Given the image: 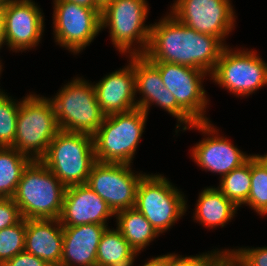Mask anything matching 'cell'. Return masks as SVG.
I'll return each instance as SVG.
<instances>
[{
    "label": "cell",
    "instance_id": "obj_1",
    "mask_svg": "<svg viewBox=\"0 0 267 266\" xmlns=\"http://www.w3.org/2000/svg\"><path fill=\"white\" fill-rule=\"evenodd\" d=\"M225 45L209 34L185 26L170 12L151 26L145 56L151 62H167L197 68L211 75Z\"/></svg>",
    "mask_w": 267,
    "mask_h": 266
},
{
    "label": "cell",
    "instance_id": "obj_2",
    "mask_svg": "<svg viewBox=\"0 0 267 266\" xmlns=\"http://www.w3.org/2000/svg\"><path fill=\"white\" fill-rule=\"evenodd\" d=\"M66 186L40 161L23 170L13 200L24 219H59Z\"/></svg>",
    "mask_w": 267,
    "mask_h": 266
},
{
    "label": "cell",
    "instance_id": "obj_3",
    "mask_svg": "<svg viewBox=\"0 0 267 266\" xmlns=\"http://www.w3.org/2000/svg\"><path fill=\"white\" fill-rule=\"evenodd\" d=\"M147 119L139 108L106 115L93 135L97 162L132 165Z\"/></svg>",
    "mask_w": 267,
    "mask_h": 266
},
{
    "label": "cell",
    "instance_id": "obj_4",
    "mask_svg": "<svg viewBox=\"0 0 267 266\" xmlns=\"http://www.w3.org/2000/svg\"><path fill=\"white\" fill-rule=\"evenodd\" d=\"M148 6L147 0H113L102 11L101 30L108 27L111 42L120 54L145 55L152 26L145 24Z\"/></svg>",
    "mask_w": 267,
    "mask_h": 266
},
{
    "label": "cell",
    "instance_id": "obj_5",
    "mask_svg": "<svg viewBox=\"0 0 267 266\" xmlns=\"http://www.w3.org/2000/svg\"><path fill=\"white\" fill-rule=\"evenodd\" d=\"M40 161L66 186L86 184L97 162L93 136L60 130Z\"/></svg>",
    "mask_w": 267,
    "mask_h": 266
},
{
    "label": "cell",
    "instance_id": "obj_6",
    "mask_svg": "<svg viewBox=\"0 0 267 266\" xmlns=\"http://www.w3.org/2000/svg\"><path fill=\"white\" fill-rule=\"evenodd\" d=\"M59 131L54 107L49 98L35 93L22 97L12 146L14 149L32 160H40Z\"/></svg>",
    "mask_w": 267,
    "mask_h": 266
},
{
    "label": "cell",
    "instance_id": "obj_7",
    "mask_svg": "<svg viewBox=\"0 0 267 266\" xmlns=\"http://www.w3.org/2000/svg\"><path fill=\"white\" fill-rule=\"evenodd\" d=\"M49 99L60 130L93 136L106 116L98 104L93 83L84 78L74 77Z\"/></svg>",
    "mask_w": 267,
    "mask_h": 266
},
{
    "label": "cell",
    "instance_id": "obj_8",
    "mask_svg": "<svg viewBox=\"0 0 267 266\" xmlns=\"http://www.w3.org/2000/svg\"><path fill=\"white\" fill-rule=\"evenodd\" d=\"M184 194L164 175L145 174L138 185L135 208L160 235L167 232L187 211Z\"/></svg>",
    "mask_w": 267,
    "mask_h": 266
},
{
    "label": "cell",
    "instance_id": "obj_9",
    "mask_svg": "<svg viewBox=\"0 0 267 266\" xmlns=\"http://www.w3.org/2000/svg\"><path fill=\"white\" fill-rule=\"evenodd\" d=\"M228 46L222 50L216 67L209 76L213 82L238 98L249 96L267 85V63L256 50H235Z\"/></svg>",
    "mask_w": 267,
    "mask_h": 266
},
{
    "label": "cell",
    "instance_id": "obj_10",
    "mask_svg": "<svg viewBox=\"0 0 267 266\" xmlns=\"http://www.w3.org/2000/svg\"><path fill=\"white\" fill-rule=\"evenodd\" d=\"M53 1L55 42L76 55L89 46L101 32L102 11L67 0Z\"/></svg>",
    "mask_w": 267,
    "mask_h": 266
},
{
    "label": "cell",
    "instance_id": "obj_11",
    "mask_svg": "<svg viewBox=\"0 0 267 266\" xmlns=\"http://www.w3.org/2000/svg\"><path fill=\"white\" fill-rule=\"evenodd\" d=\"M132 165L96 162L86 185L96 192L114 214L135 206L141 178L146 173H134Z\"/></svg>",
    "mask_w": 267,
    "mask_h": 266
},
{
    "label": "cell",
    "instance_id": "obj_12",
    "mask_svg": "<svg viewBox=\"0 0 267 266\" xmlns=\"http://www.w3.org/2000/svg\"><path fill=\"white\" fill-rule=\"evenodd\" d=\"M232 6L231 0H175L170 13L185 26L217 37L226 46L225 38L236 24Z\"/></svg>",
    "mask_w": 267,
    "mask_h": 266
},
{
    "label": "cell",
    "instance_id": "obj_13",
    "mask_svg": "<svg viewBox=\"0 0 267 266\" xmlns=\"http://www.w3.org/2000/svg\"><path fill=\"white\" fill-rule=\"evenodd\" d=\"M158 69L165 87L177 104L195 121L207 122L208 96L203 80L209 74L197 68L167 62H152Z\"/></svg>",
    "mask_w": 267,
    "mask_h": 266
},
{
    "label": "cell",
    "instance_id": "obj_14",
    "mask_svg": "<svg viewBox=\"0 0 267 266\" xmlns=\"http://www.w3.org/2000/svg\"><path fill=\"white\" fill-rule=\"evenodd\" d=\"M193 128L207 137L191 148L192 159L203 170L219 174V178L242 166L253 156L238 149L227 137L220 136L211 121L196 122L181 131Z\"/></svg>",
    "mask_w": 267,
    "mask_h": 266
},
{
    "label": "cell",
    "instance_id": "obj_15",
    "mask_svg": "<svg viewBox=\"0 0 267 266\" xmlns=\"http://www.w3.org/2000/svg\"><path fill=\"white\" fill-rule=\"evenodd\" d=\"M135 72V94L141 95L136 100L138 108L147 114L153 104L167 111L177 119V133L181 128L190 127L196 123L178 104L173 94L165 87L159 69L145 56H133ZM182 125V127H181ZM181 127V128H179ZM179 129V130H178Z\"/></svg>",
    "mask_w": 267,
    "mask_h": 266
},
{
    "label": "cell",
    "instance_id": "obj_16",
    "mask_svg": "<svg viewBox=\"0 0 267 266\" xmlns=\"http://www.w3.org/2000/svg\"><path fill=\"white\" fill-rule=\"evenodd\" d=\"M4 11L5 45L13 52L38 46L45 23L44 14L32 0H7Z\"/></svg>",
    "mask_w": 267,
    "mask_h": 266
},
{
    "label": "cell",
    "instance_id": "obj_17",
    "mask_svg": "<svg viewBox=\"0 0 267 266\" xmlns=\"http://www.w3.org/2000/svg\"><path fill=\"white\" fill-rule=\"evenodd\" d=\"M115 216L107 203L86 184L66 187L59 222L62 227L107 225Z\"/></svg>",
    "mask_w": 267,
    "mask_h": 266
},
{
    "label": "cell",
    "instance_id": "obj_18",
    "mask_svg": "<svg viewBox=\"0 0 267 266\" xmlns=\"http://www.w3.org/2000/svg\"><path fill=\"white\" fill-rule=\"evenodd\" d=\"M122 69L107 74L93 83L96 98L105 115L125 113L138 108L135 94V72L133 56Z\"/></svg>",
    "mask_w": 267,
    "mask_h": 266
},
{
    "label": "cell",
    "instance_id": "obj_19",
    "mask_svg": "<svg viewBox=\"0 0 267 266\" xmlns=\"http://www.w3.org/2000/svg\"><path fill=\"white\" fill-rule=\"evenodd\" d=\"M108 225L63 227L60 266H96L97 248Z\"/></svg>",
    "mask_w": 267,
    "mask_h": 266
},
{
    "label": "cell",
    "instance_id": "obj_20",
    "mask_svg": "<svg viewBox=\"0 0 267 266\" xmlns=\"http://www.w3.org/2000/svg\"><path fill=\"white\" fill-rule=\"evenodd\" d=\"M63 227L59 219H26L25 251L50 266H60Z\"/></svg>",
    "mask_w": 267,
    "mask_h": 266
},
{
    "label": "cell",
    "instance_id": "obj_21",
    "mask_svg": "<svg viewBox=\"0 0 267 266\" xmlns=\"http://www.w3.org/2000/svg\"><path fill=\"white\" fill-rule=\"evenodd\" d=\"M195 204L194 220L210 229L224 227L238 211V207L232 201L217 187L212 186L201 190Z\"/></svg>",
    "mask_w": 267,
    "mask_h": 266
},
{
    "label": "cell",
    "instance_id": "obj_22",
    "mask_svg": "<svg viewBox=\"0 0 267 266\" xmlns=\"http://www.w3.org/2000/svg\"><path fill=\"white\" fill-rule=\"evenodd\" d=\"M117 229L137 254L159 236L151 223L135 207L115 214Z\"/></svg>",
    "mask_w": 267,
    "mask_h": 266
},
{
    "label": "cell",
    "instance_id": "obj_23",
    "mask_svg": "<svg viewBox=\"0 0 267 266\" xmlns=\"http://www.w3.org/2000/svg\"><path fill=\"white\" fill-rule=\"evenodd\" d=\"M137 255L117 228L108 227L97 248L96 266H133Z\"/></svg>",
    "mask_w": 267,
    "mask_h": 266
},
{
    "label": "cell",
    "instance_id": "obj_24",
    "mask_svg": "<svg viewBox=\"0 0 267 266\" xmlns=\"http://www.w3.org/2000/svg\"><path fill=\"white\" fill-rule=\"evenodd\" d=\"M32 159L13 147H0V198H13L23 170Z\"/></svg>",
    "mask_w": 267,
    "mask_h": 266
},
{
    "label": "cell",
    "instance_id": "obj_25",
    "mask_svg": "<svg viewBox=\"0 0 267 266\" xmlns=\"http://www.w3.org/2000/svg\"><path fill=\"white\" fill-rule=\"evenodd\" d=\"M217 187L238 208L245 205L251 187V158L242 166L221 177Z\"/></svg>",
    "mask_w": 267,
    "mask_h": 266
},
{
    "label": "cell",
    "instance_id": "obj_26",
    "mask_svg": "<svg viewBox=\"0 0 267 266\" xmlns=\"http://www.w3.org/2000/svg\"><path fill=\"white\" fill-rule=\"evenodd\" d=\"M245 205L259 215L267 216V168L254 156L251 157L250 194Z\"/></svg>",
    "mask_w": 267,
    "mask_h": 266
},
{
    "label": "cell",
    "instance_id": "obj_27",
    "mask_svg": "<svg viewBox=\"0 0 267 266\" xmlns=\"http://www.w3.org/2000/svg\"><path fill=\"white\" fill-rule=\"evenodd\" d=\"M21 100H14L0 92V147H12L16 136V122Z\"/></svg>",
    "mask_w": 267,
    "mask_h": 266
},
{
    "label": "cell",
    "instance_id": "obj_28",
    "mask_svg": "<svg viewBox=\"0 0 267 266\" xmlns=\"http://www.w3.org/2000/svg\"><path fill=\"white\" fill-rule=\"evenodd\" d=\"M26 219L0 230V266L25 249Z\"/></svg>",
    "mask_w": 267,
    "mask_h": 266
},
{
    "label": "cell",
    "instance_id": "obj_29",
    "mask_svg": "<svg viewBox=\"0 0 267 266\" xmlns=\"http://www.w3.org/2000/svg\"><path fill=\"white\" fill-rule=\"evenodd\" d=\"M221 251L213 249L211 252H205L196 256L178 255L177 253L166 254V266H208V263Z\"/></svg>",
    "mask_w": 267,
    "mask_h": 266
},
{
    "label": "cell",
    "instance_id": "obj_30",
    "mask_svg": "<svg viewBox=\"0 0 267 266\" xmlns=\"http://www.w3.org/2000/svg\"><path fill=\"white\" fill-rule=\"evenodd\" d=\"M243 266H267V246L230 249Z\"/></svg>",
    "mask_w": 267,
    "mask_h": 266
},
{
    "label": "cell",
    "instance_id": "obj_31",
    "mask_svg": "<svg viewBox=\"0 0 267 266\" xmlns=\"http://www.w3.org/2000/svg\"><path fill=\"white\" fill-rule=\"evenodd\" d=\"M22 218L13 198H0V230L17 224Z\"/></svg>",
    "mask_w": 267,
    "mask_h": 266
},
{
    "label": "cell",
    "instance_id": "obj_32",
    "mask_svg": "<svg viewBox=\"0 0 267 266\" xmlns=\"http://www.w3.org/2000/svg\"><path fill=\"white\" fill-rule=\"evenodd\" d=\"M1 266H50L42 259L25 250L5 261Z\"/></svg>",
    "mask_w": 267,
    "mask_h": 266
},
{
    "label": "cell",
    "instance_id": "obj_33",
    "mask_svg": "<svg viewBox=\"0 0 267 266\" xmlns=\"http://www.w3.org/2000/svg\"><path fill=\"white\" fill-rule=\"evenodd\" d=\"M208 266H243V264L229 249H223L208 263Z\"/></svg>",
    "mask_w": 267,
    "mask_h": 266
},
{
    "label": "cell",
    "instance_id": "obj_34",
    "mask_svg": "<svg viewBox=\"0 0 267 266\" xmlns=\"http://www.w3.org/2000/svg\"><path fill=\"white\" fill-rule=\"evenodd\" d=\"M142 266H166V254L147 259Z\"/></svg>",
    "mask_w": 267,
    "mask_h": 266
},
{
    "label": "cell",
    "instance_id": "obj_35",
    "mask_svg": "<svg viewBox=\"0 0 267 266\" xmlns=\"http://www.w3.org/2000/svg\"><path fill=\"white\" fill-rule=\"evenodd\" d=\"M5 45V23H4V11L0 9V50Z\"/></svg>",
    "mask_w": 267,
    "mask_h": 266
},
{
    "label": "cell",
    "instance_id": "obj_36",
    "mask_svg": "<svg viewBox=\"0 0 267 266\" xmlns=\"http://www.w3.org/2000/svg\"><path fill=\"white\" fill-rule=\"evenodd\" d=\"M67 1L76 3L81 6H85L87 8L99 9L95 4V0H67Z\"/></svg>",
    "mask_w": 267,
    "mask_h": 266
},
{
    "label": "cell",
    "instance_id": "obj_37",
    "mask_svg": "<svg viewBox=\"0 0 267 266\" xmlns=\"http://www.w3.org/2000/svg\"><path fill=\"white\" fill-rule=\"evenodd\" d=\"M113 0H95L96 6L103 11Z\"/></svg>",
    "mask_w": 267,
    "mask_h": 266
},
{
    "label": "cell",
    "instance_id": "obj_38",
    "mask_svg": "<svg viewBox=\"0 0 267 266\" xmlns=\"http://www.w3.org/2000/svg\"><path fill=\"white\" fill-rule=\"evenodd\" d=\"M253 156L262 164L267 168V153L264 155H260V154H253Z\"/></svg>",
    "mask_w": 267,
    "mask_h": 266
},
{
    "label": "cell",
    "instance_id": "obj_39",
    "mask_svg": "<svg viewBox=\"0 0 267 266\" xmlns=\"http://www.w3.org/2000/svg\"><path fill=\"white\" fill-rule=\"evenodd\" d=\"M7 0H0V9H4Z\"/></svg>",
    "mask_w": 267,
    "mask_h": 266
},
{
    "label": "cell",
    "instance_id": "obj_40",
    "mask_svg": "<svg viewBox=\"0 0 267 266\" xmlns=\"http://www.w3.org/2000/svg\"><path fill=\"white\" fill-rule=\"evenodd\" d=\"M2 60H0V75H1V72H2V66L3 65H1L2 64V62H1ZM2 91V89H0V92Z\"/></svg>",
    "mask_w": 267,
    "mask_h": 266
}]
</instances>
